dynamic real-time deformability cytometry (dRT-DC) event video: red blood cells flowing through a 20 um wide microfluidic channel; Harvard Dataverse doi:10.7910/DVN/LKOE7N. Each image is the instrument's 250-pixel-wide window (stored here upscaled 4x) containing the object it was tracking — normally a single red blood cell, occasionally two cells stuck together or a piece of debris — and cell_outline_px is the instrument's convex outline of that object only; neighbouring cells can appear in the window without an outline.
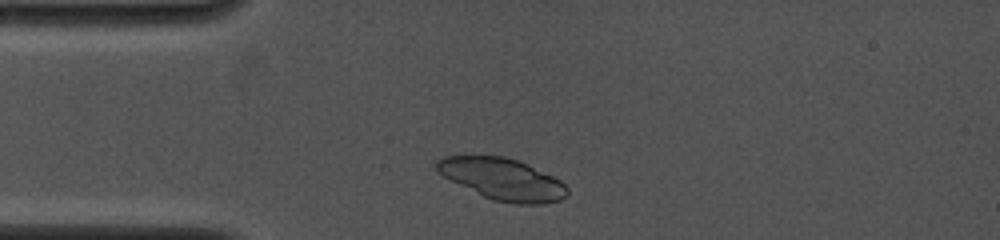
{"species": "common noctule bat (a hibernating species)", "species_latin": "Nyctalus noctula", "temperature_condition": "cold", "stored_images_in_passage": 5, "camera_frame_rate_fps": 4000, "um_per_image_px": 0.085, "animal": {"sex": "female", "body_mass_g": 19.0, "forearm_length_mm": 53.3}, "frame": {"image": 1, "passage_image": 3, "time_ms": 0.75, "image_size_px": [1000, 240], "cell_outline_px": [[568, 196], [560, 200], [544, 204], [516, 204], [492, 200], [444, 176], [436, 168], [436, 160], [444, 156], [504, 156], [516, 160], [552, 176], [560, 180], [568, 188]], "centroid_in_image_um": [42.75, 15.24], "position_along_channel_um": 42.3, "area_um2": 31.15}}